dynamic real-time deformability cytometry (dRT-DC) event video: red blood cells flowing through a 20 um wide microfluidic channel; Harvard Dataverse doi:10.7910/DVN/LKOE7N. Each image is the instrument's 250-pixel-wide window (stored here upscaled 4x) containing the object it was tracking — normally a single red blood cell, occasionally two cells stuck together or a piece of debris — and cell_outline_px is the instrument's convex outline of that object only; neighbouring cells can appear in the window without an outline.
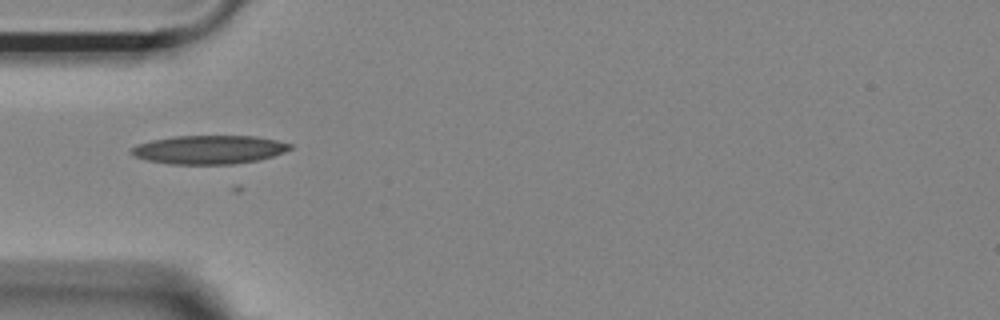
{"species": "Egyptian fruit bat (a non-hibernating species)", "species_latin": "Rousettus aegyptiacus", "temperature_condition": "room temperature", "stored_images_in_passage": 11, "camera_frame_rate_fps": 3000, "um_per_image_px": 0.085, "animal": {"sex": "female"}, "frame": {"image": 1, "passage_image": 2, "time_ms": 0.333, "image_size_px": [1000, 320], "cell_outline_px": [[292, 148], [284, 152], [272, 156], [256, 160], [232, 164], [172, 164], [148, 160], [136, 156], [128, 152], [136, 144], [152, 140], [172, 136], [256, 136], [276, 140], [292, 144]], "centroid_in_image_um": [17.76, 12.71], "position_along_channel_um": 67.2, "area_um2": 26.36}}
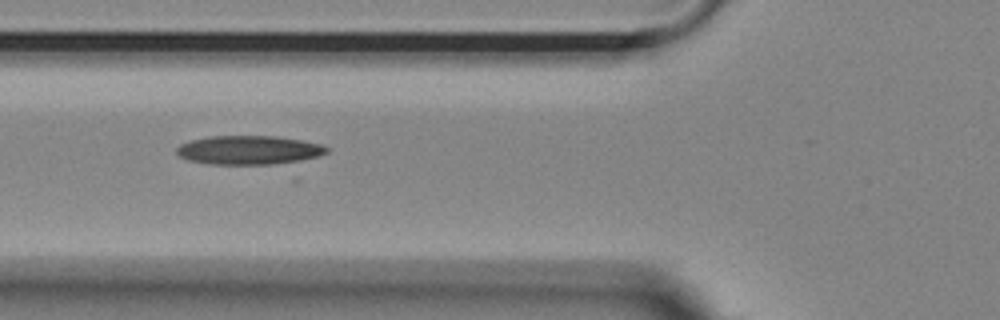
{"frame": {"image": 2, "passage_image": 5, "time_ms": 1.333, "image_size_px": [1000, 320], "cell_outline_px": [[328, 152], [292, 164], [208, 164], [188, 160], [180, 156], [176, 152], [176, 148], [180, 144], [192, 140], [208, 136], [276, 136], [300, 140], [320, 144], [328, 148]], "centroid_in_image_um": [21.17, 12.77], "position_along_channel_um": 104.6, "area_um2": 25.43}}
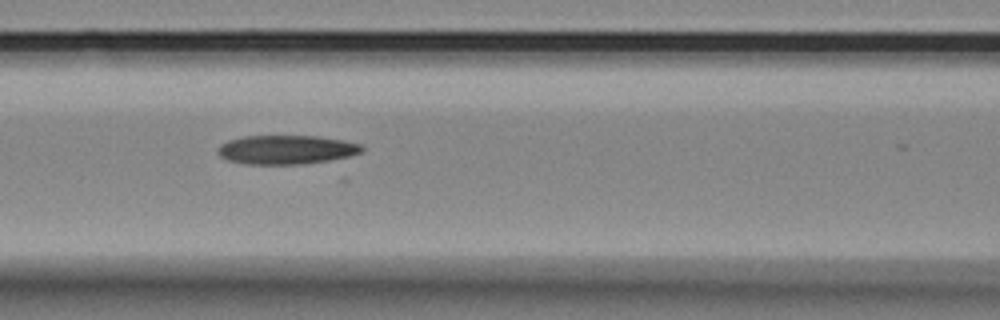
{"frame": {"image": 3, "passage_image": 8, "time_ms": 2.333, "image_size_px": [1000, 320], "cell_outline_px": [[364, 148], [360, 152], [348, 156], [328, 160], [304, 164], [244, 164], [228, 160], [220, 156], [216, 152], [220, 144], [228, 140], [244, 136], [320, 136], [344, 140], [360, 144]], "centroid_in_image_um": [24.3, 12.72], "position_along_channel_um": 142.3, "area_um2": 24.33}}